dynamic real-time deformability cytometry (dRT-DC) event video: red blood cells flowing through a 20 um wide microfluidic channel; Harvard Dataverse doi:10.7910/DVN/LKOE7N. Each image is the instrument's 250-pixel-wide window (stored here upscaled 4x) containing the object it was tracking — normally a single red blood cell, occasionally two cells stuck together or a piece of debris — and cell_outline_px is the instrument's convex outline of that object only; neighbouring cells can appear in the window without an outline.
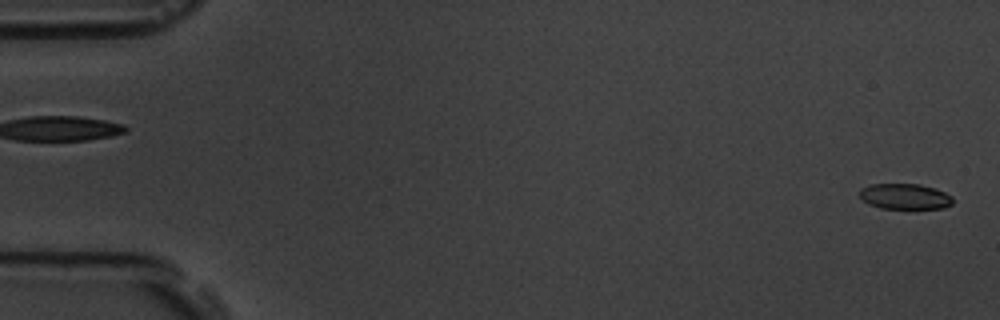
{"species": "common noctule bat (a hibernating species)", "species_latin": "Nyctalus noctula", "temperature_condition": "room temperature", "stored_images_in_passage": 5, "segment_of_instrument_passage": [2, 2], "camera_frame_rate_fps": 3000, "um_per_image_px": 0.085, "animal": {"sex": "male", "body_mass_g": 19.5, "forearm_length_mm": 54.6}, "frame": {"image": 1, "passage_image": 5, "time_ms": 5.667, "image_size_px": [1000, 320], "cell_outline_px": [[952, 204], [944, 208], [880, 208], [868, 204], [860, 196], [860, 188], [868, 184], [920, 184], [936, 188], [952, 196]], "centroid_in_image_um": [76.91, 16.69], "position_along_channel_um": 8.1, "area_um2": 13.93}}